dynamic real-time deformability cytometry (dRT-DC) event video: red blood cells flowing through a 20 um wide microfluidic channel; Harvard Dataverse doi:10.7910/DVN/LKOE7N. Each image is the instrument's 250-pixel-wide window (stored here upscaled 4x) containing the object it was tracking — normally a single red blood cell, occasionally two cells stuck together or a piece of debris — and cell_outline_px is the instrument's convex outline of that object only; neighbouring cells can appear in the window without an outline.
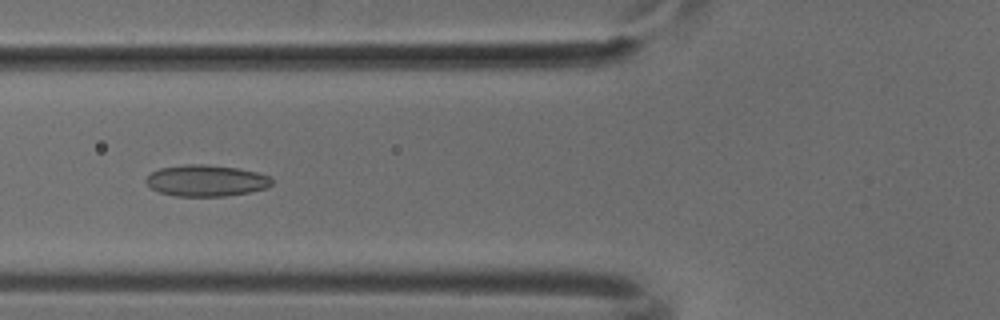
{"species": "common noctule bat (a hibernating species)", "species_latin": "Nyctalus noctula", "temperature_condition": "cold", "stored_images_in_passage": 44, "camera_frame_rate_fps": 3000, "um_per_image_px": 0.085, "animal": {"sex": "male", "body_mass_g": 18.8}, "frame": {"image": 1, "passage_image": 13, "time_ms": 4.0, "image_size_px": [1000, 320], "cell_outline_px": [[272, 184], [268, 188], [248, 192], [224, 196], [176, 196], [160, 192], [152, 188], [144, 180], [152, 172], [160, 168], [184, 164], [208, 164], [236, 168], [256, 172], [272, 176]], "centroid_in_image_um": [17.55, 15.34], "position_along_channel_um": 108.3, "area_um2": 23.0}}
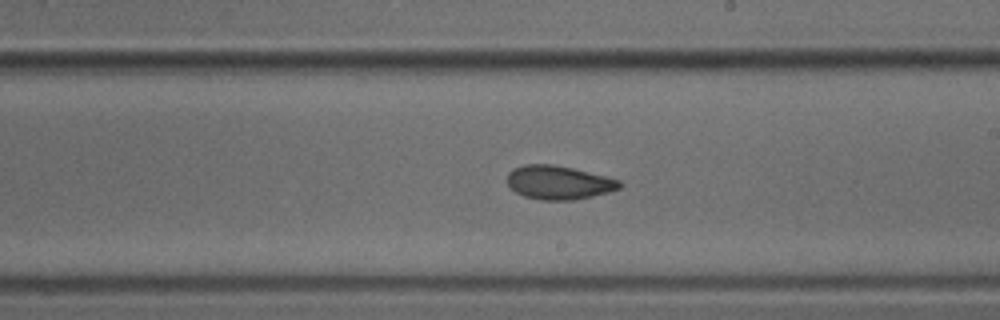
{"frame": {"image": 2, "passage_image": 23, "time_ms": 7.333, "image_size_px": [1000, 320], "cell_outline_px": [[624, 184], [620, 188], [608, 192], [592, 196], [572, 200], [544, 200], [524, 196], [516, 192], [508, 184], [508, 172], [512, 168], [524, 164], [552, 164], [572, 168], [620, 180]], "centroid_in_image_um": [47.48, 15.5], "position_along_channel_um": 241.5, "area_um2": 21.96}}
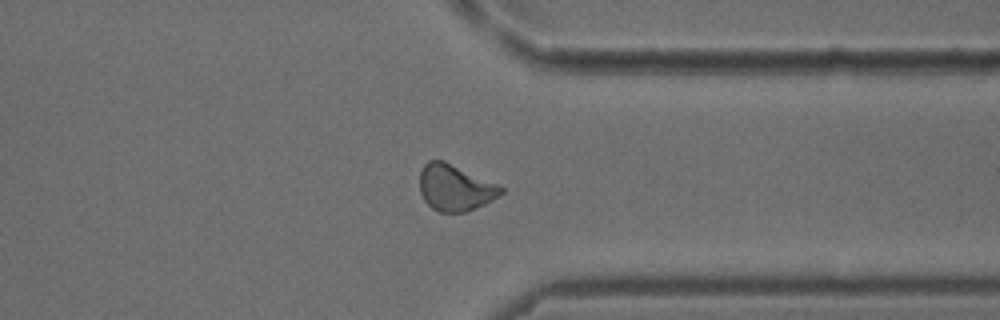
{"frame": {"image": 3, "passage_image": 33, "time_ms": 10.667, "image_size_px": [1000, 320], "cell_outline_px": [[504, 192], [492, 200], [484, 204], [464, 212], [440, 212], [432, 208], [424, 200], [420, 192], [420, 168], [428, 160], [444, 160], [496, 184], [504, 188]], "centroid_in_image_um": [38.64, 15.95], "position_along_channel_um": 372.8, "area_um2": 21.73}}